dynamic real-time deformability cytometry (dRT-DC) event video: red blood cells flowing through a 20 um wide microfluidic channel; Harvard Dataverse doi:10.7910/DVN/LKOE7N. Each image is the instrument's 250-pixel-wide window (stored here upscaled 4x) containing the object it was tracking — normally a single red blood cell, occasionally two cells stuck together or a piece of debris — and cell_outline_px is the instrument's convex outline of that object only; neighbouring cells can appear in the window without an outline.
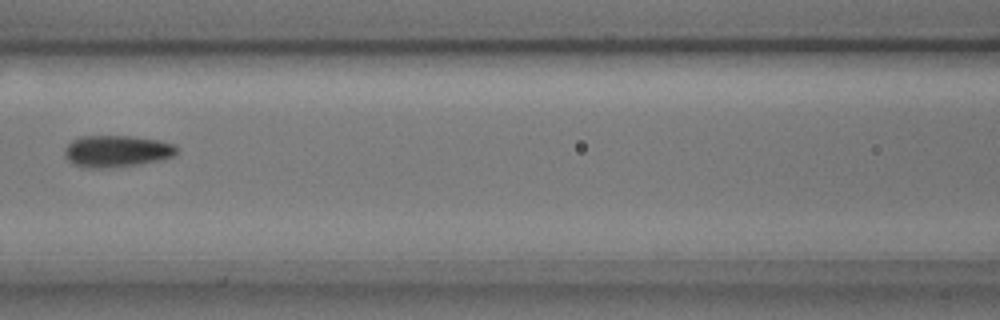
{"species": "common noctule bat (a hibernating species)", "species_latin": "Nyctalus noctula", "temperature_condition": "cold", "stored_images_in_passage": 6, "camera_frame_rate_fps": 3000, "um_per_image_px": 0.085, "animal": {"sex": "male", "body_mass_g": 17.9, "forearm_length_mm": 54.2}, "frame": {"image": 1, "passage_image": 6, "time_ms": 1.667, "image_size_px": [1000, 320], "cell_outline_px": [[180, 148], [172, 156], [164, 160], [140, 164], [108, 168], [88, 168], [72, 164], [64, 156], [64, 148], [72, 140], [80, 136], [132, 136], [160, 140], [172, 144]], "centroid_in_image_um": [9.91, 12.85], "position_along_channel_um": 156.7, "area_um2": 21.04}}